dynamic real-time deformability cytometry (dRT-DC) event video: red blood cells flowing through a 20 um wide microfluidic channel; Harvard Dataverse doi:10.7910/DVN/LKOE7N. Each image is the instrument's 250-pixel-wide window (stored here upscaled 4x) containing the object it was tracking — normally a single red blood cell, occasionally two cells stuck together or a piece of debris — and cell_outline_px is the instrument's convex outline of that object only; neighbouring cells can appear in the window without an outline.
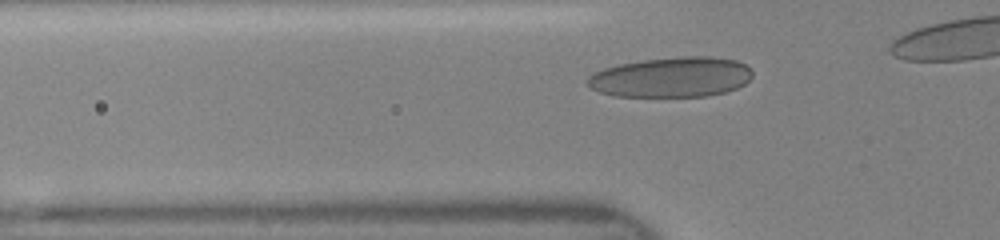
{"species": "human", "species_latin": "Homo sapiens", "temperature_condition": "room temperature", "stored_images_in_passage": 26, "camera_frame_rate_fps": 3000, "um_per_image_px": 0.085, "donor": {"sex": "female"}, "frame": {"image": 1, "passage_image": 3, "time_ms": 0.667, "image_size_px": [1000, 240], "cell_outline_px": [[752, 76], [744, 84], [736, 88], [724, 92], [708, 96], [612, 96], [600, 92], [592, 88], [588, 84], [588, 76], [592, 72], [604, 68], [620, 64], [644, 60], [680, 56], [712, 56], [736, 60], [744, 64], [752, 72]], "centroid_in_image_um": [57.06, 6.55], "position_along_channel_um": 68.7, "area_um2": 38.49}}
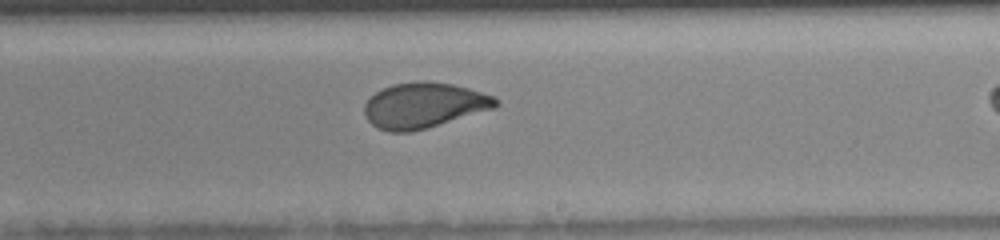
{"frame": {"image": 2, "passage_image": 16, "time_ms": 5.0, "image_size_px": [1000, 240], "cell_outline_px": [[500, 104], [496, 108], [428, 128], [412, 132], [388, 132], [376, 128], [368, 120], [364, 112], [364, 104], [376, 92], [392, 84], [416, 80], [428, 80], [452, 84], [468, 88], [496, 96], [500, 100]], "centroid_in_image_um": [36.07, 8.95], "position_along_channel_um": 252.9, "area_um2": 35.32}}
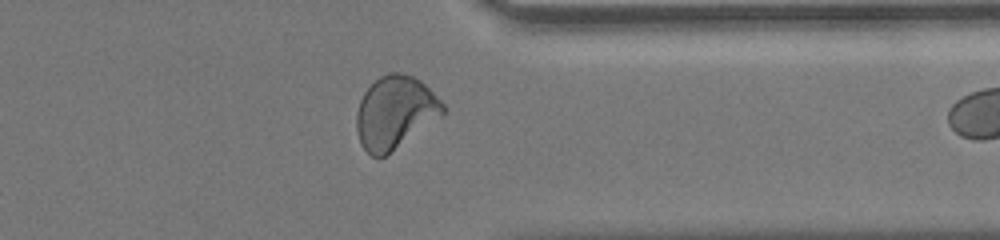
{"frame": {"image": 3, "passage_image": 25, "time_ms": 8.0, "image_size_px": [1000, 240], "cell_outline_px": [[444, 116], [384, 156], [372, 156], [360, 144], [356, 128], [356, 112], [360, 100], [364, 92], [380, 76], [388, 72], [400, 72], [412, 76], [420, 80], [444, 104]], "centroid_in_image_um": [33.58, 9.55], "position_along_channel_um": 377.8, "area_um2": 36.47}}